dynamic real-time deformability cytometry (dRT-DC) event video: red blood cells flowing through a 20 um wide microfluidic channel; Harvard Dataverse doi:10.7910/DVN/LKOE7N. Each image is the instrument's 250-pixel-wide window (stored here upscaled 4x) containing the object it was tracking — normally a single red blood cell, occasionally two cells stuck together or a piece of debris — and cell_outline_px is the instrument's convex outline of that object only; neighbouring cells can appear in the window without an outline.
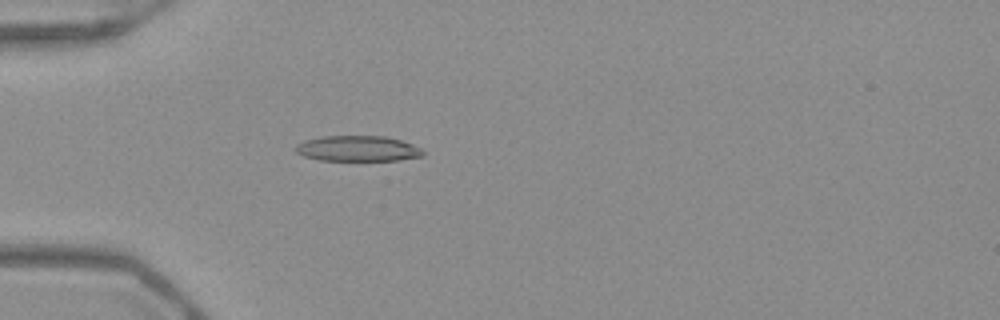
{"species": "Egyptian fruit bat (a non-hibernating species)", "species_latin": "Rousettus aegyptiacus", "temperature_condition": "warm", "stored_images_in_passage": 53, "camera_frame_rate_fps": 3000, "um_per_image_px": 0.085, "frame": {"image": 1, "passage_image": 17, "time_ms": 5.333, "image_size_px": [1000, 320], "cell_outline_px": [[424, 156], [400, 160], [320, 160], [304, 156], [296, 152], [296, 144], [304, 140], [324, 136], [384, 136], [400, 140], [412, 144], [420, 148], [424, 152]], "centroid_in_image_um": [30.41, 12.63], "position_along_channel_um": 54.6, "area_um2": 18.9}}
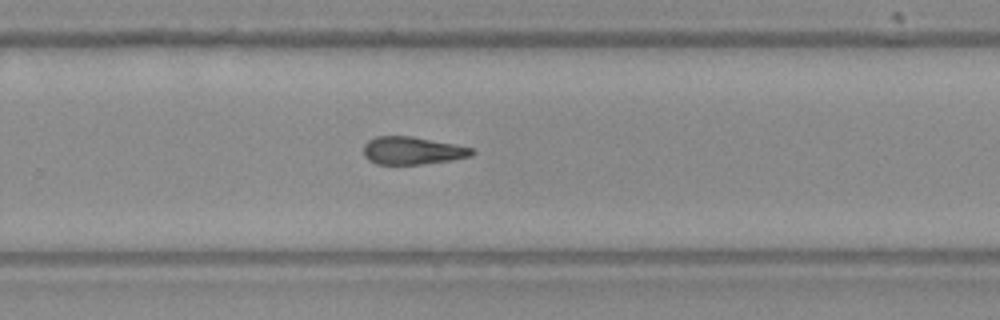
{"frame": {"image": 2, "passage_image": 36, "time_ms": 11.667, "image_size_px": [1000, 320], "cell_outline_px": [[476, 152], [472, 156], [452, 160], [420, 164], [376, 164], [368, 160], [364, 156], [364, 144], [368, 140], [376, 136], [412, 136], [456, 144], [476, 148]], "centroid_in_image_um": [35.09, 12.8], "position_along_channel_um": 294.7, "area_um2": 17.74}}
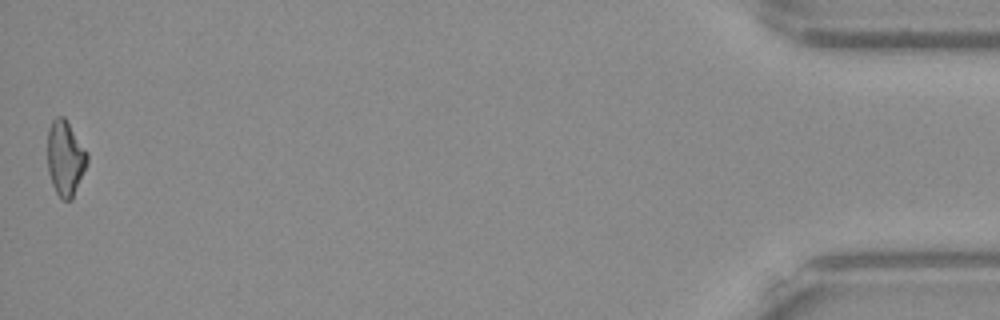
{"frame": {"image": 3, "passage_image": 53, "time_ms": 17.333, "image_size_px": [1000, 320], "cell_outline_px": [[88, 164], [72, 200], [64, 200], [56, 192], [52, 184], [48, 172], [48, 128], [52, 120], [56, 116], [64, 116], [88, 152]], "centroid_in_image_um": [5.57, 13.44], "position_along_channel_um": 429.6, "area_um2": 17.57}, "authors_computed_cell_mechanics": {"area_um2": 18.3804, "velocity_mm_per_s": 3.9487, "shape_relaxation_time_tau1_ms": null, "shape_relaxation_time_tau2_ms": 5.2143, "deformation_change_tau1": null, "deformation_change_tau2": 0.161}}